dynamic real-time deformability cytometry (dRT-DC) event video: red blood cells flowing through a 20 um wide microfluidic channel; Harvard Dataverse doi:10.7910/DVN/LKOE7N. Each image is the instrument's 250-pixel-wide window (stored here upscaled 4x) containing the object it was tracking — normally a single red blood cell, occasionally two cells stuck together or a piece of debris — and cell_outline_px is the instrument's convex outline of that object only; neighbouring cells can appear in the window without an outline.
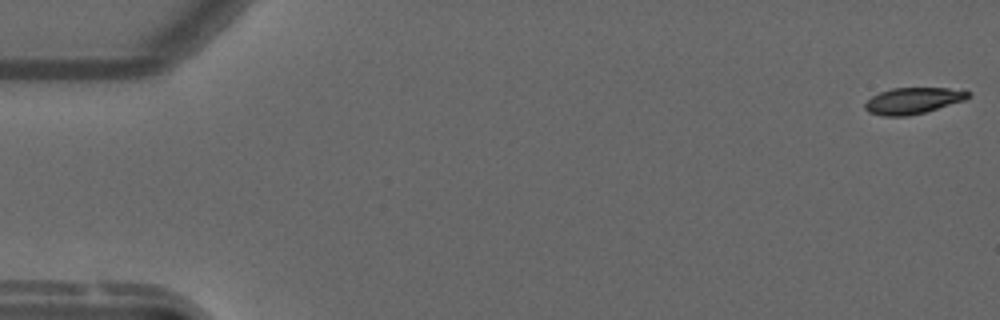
{"species": "common noctule bat (a hibernating species)", "species_latin": "Nyctalus noctula", "temperature_condition": "warm", "stored_images_in_passage": 15, "camera_frame_rate_fps": 3000, "um_per_image_px": 0.085, "animal": {"sex": "male", "forearm_length_mm": 52.5}, "frame": {"image": 1, "passage_image": 1, "time_ms": 0.0, "image_size_px": [1000, 320], "cell_outline_px": [[972, 92], [964, 100], [924, 112], [908, 116], [884, 116], [868, 112], [864, 108], [864, 104], [872, 96], [880, 92], [892, 88], [964, 88]], "centroid_in_image_um": [77.62, 8.54], "position_along_channel_um": 7.4, "area_um2": 15.84}}
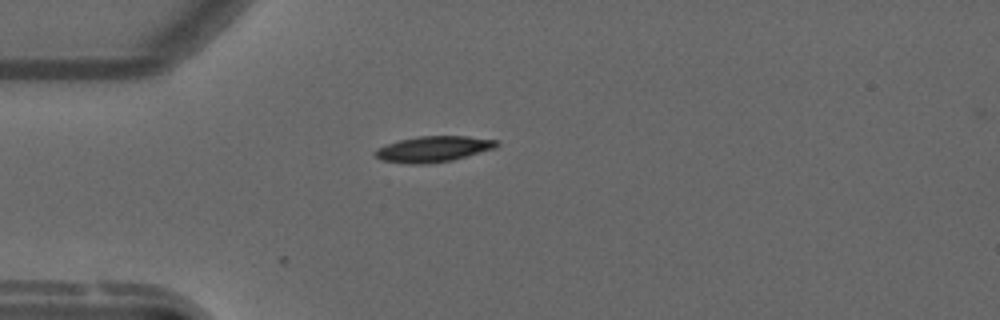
{"frame": {"image": 2, "passage_image": 15, "time_ms": 4.667, "image_size_px": [1000, 320], "cell_outline_px": [[500, 144], [496, 148], [452, 160], [428, 164], [412, 164], [380, 160], [372, 152], [376, 148], [400, 140], [420, 136], [468, 136], [496, 140]], "centroid_in_image_um": [36.83, 12.67], "position_along_channel_um": 48.2, "area_um2": 18.26}}